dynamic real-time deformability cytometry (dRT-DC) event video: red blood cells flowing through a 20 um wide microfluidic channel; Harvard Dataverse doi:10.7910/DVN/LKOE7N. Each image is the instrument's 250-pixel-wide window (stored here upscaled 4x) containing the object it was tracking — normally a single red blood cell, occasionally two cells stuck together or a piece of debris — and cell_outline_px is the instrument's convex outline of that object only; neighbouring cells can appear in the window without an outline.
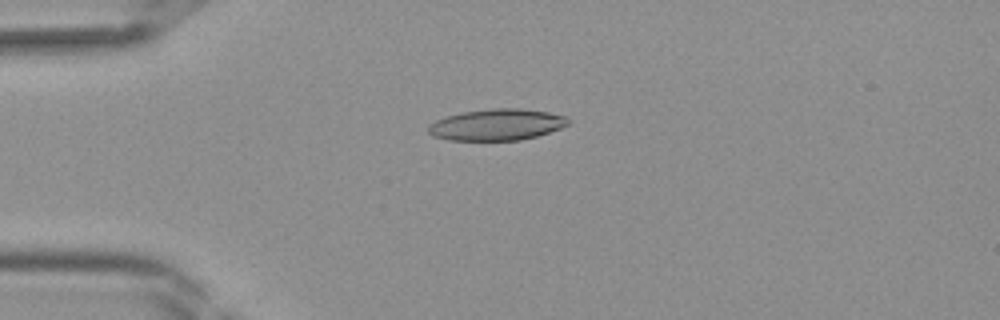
{"species": "Egyptian fruit bat (a non-hibernating species)", "species_latin": "Rousettus aegyptiacus", "temperature_condition": "room temperature", "stored_images_in_passage": 41, "camera_frame_rate_fps": 3000, "um_per_image_px": 0.085, "frame": {"image": 1, "passage_image": 10, "time_ms": 3.0, "image_size_px": [1000, 320], "cell_outline_px": [[568, 124], [560, 128], [536, 136], [520, 140], [448, 140], [432, 136], [428, 132], [428, 124], [436, 120], [448, 116], [464, 112], [492, 108], [520, 108], [548, 112], [564, 116], [568, 120]], "centroid_in_image_um": [42.19, 10.6], "position_along_channel_um": 42.8, "area_um2": 25.37}}
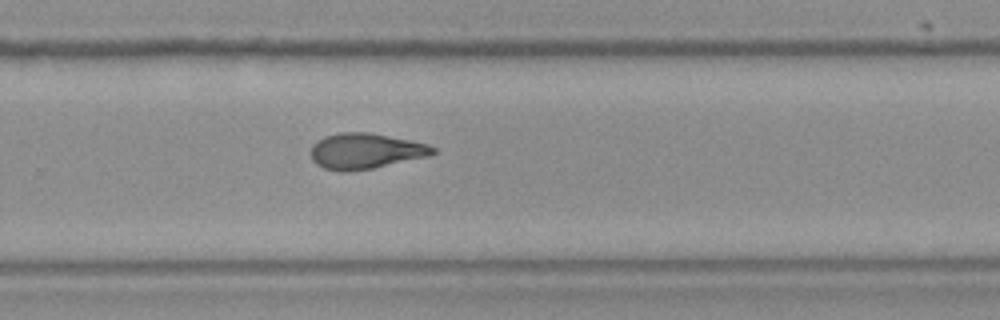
{"frame": {"image": 2, "passage_image": 27, "time_ms": 8.667, "image_size_px": [1000, 320], "cell_outline_px": [[436, 152], [428, 156], [372, 168], [348, 172], [340, 172], [324, 168], [316, 164], [312, 160], [312, 144], [316, 140], [324, 136], [340, 132], [368, 132], [428, 144], [436, 148]], "centroid_in_image_um": [31.03, 12.84], "position_along_channel_um": 298.8, "area_um2": 25.26}}
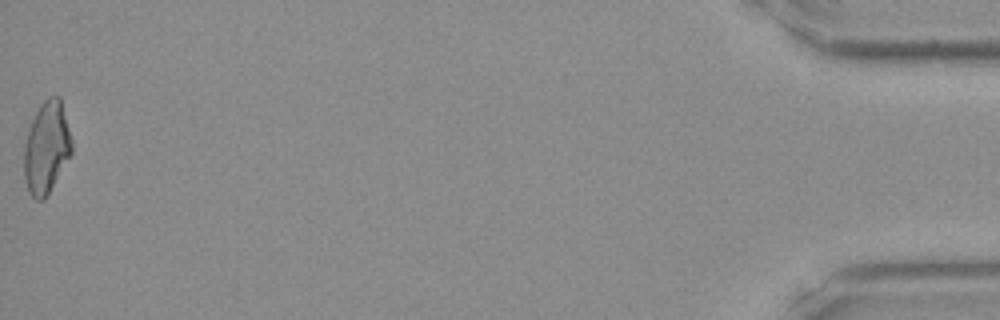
{"frame": {"image": 3, "passage_image": 41, "time_ms": 13.333, "image_size_px": [1000, 320], "cell_outline_px": [[72, 152], [44, 200], [36, 200], [28, 192], [24, 180], [24, 144], [32, 120], [40, 104], [48, 96], [60, 96], [72, 140]], "centroid_in_image_um": [3.94, 12.54], "position_along_channel_um": 431.3, "area_um2": 25.43}}